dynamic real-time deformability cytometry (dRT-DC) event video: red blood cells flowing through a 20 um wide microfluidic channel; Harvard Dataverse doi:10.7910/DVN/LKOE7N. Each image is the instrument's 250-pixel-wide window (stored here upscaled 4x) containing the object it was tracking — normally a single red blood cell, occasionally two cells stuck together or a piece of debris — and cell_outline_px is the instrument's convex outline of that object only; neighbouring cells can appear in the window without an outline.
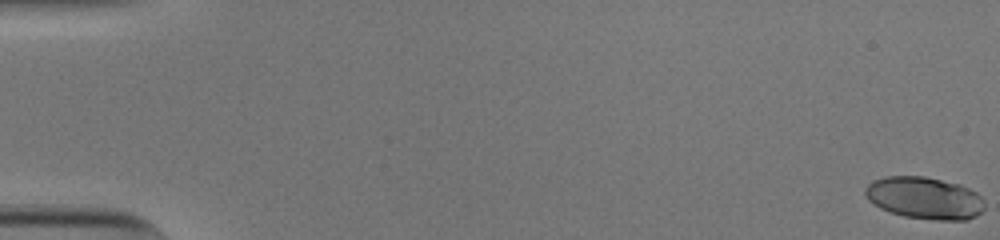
{"species": "human", "species_latin": "Homo sapiens", "temperature_condition": "cold", "stored_images_in_passage": 55, "camera_frame_rate_fps": 3000, "um_per_image_px": 0.085, "donor": {"sex": "male"}, "frame": {"image": 1, "passage_image": 1, "time_ms": 0.0, "image_size_px": [1000, 240], "cell_outline_px": [[984, 208], [976, 216], [968, 220], [936, 220], [904, 216], [888, 212], [880, 208], [868, 200], [864, 192], [864, 188], [872, 180], [884, 176], [924, 176], [960, 184], [976, 192], [984, 200]], "centroid_in_image_um": [78.56, 16.83], "position_along_channel_um": 6.4, "area_um2": 29.54}}
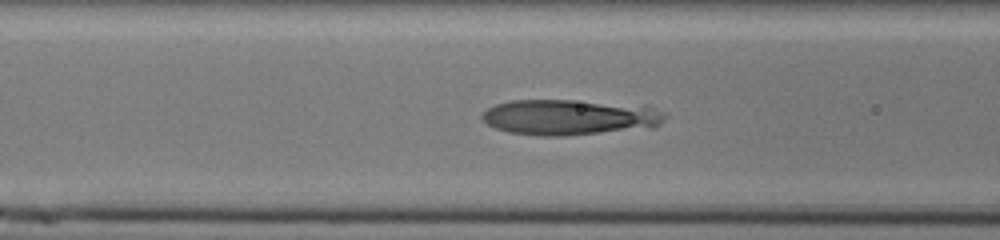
{"frame": {"image": 2, "passage_image": 24, "time_ms": 7.667, "image_size_px": [1000, 240], "cell_outline_px": [[668, 116], [656, 128], [564, 136], [536, 136], [508, 132], [496, 128], [488, 124], [480, 116], [488, 108], [496, 104], [512, 100], [572, 100], [648, 104], [668, 112]], "centroid_in_image_um": [48.58, 9.96], "position_along_channel_um": 118.0, "area_um2": 39.07}}
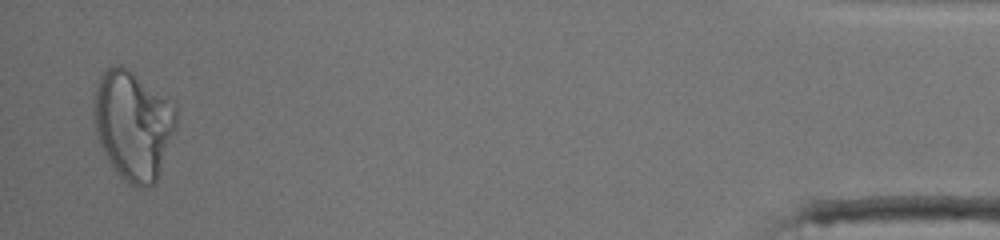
{"frame": {"image": 3, "passage_image": 54, "time_ms": 17.667, "image_size_px": [1000, 240], "cell_outline_px": [[176, 124], [156, 184], [140, 188], [136, 188], [120, 176], [116, 172], [108, 160], [96, 136], [92, 120], [92, 112], [96, 84], [104, 68], [120, 64], [128, 68], [176, 108]], "centroid_in_image_um": [11.25, 10.64], "position_along_channel_um": 424.0, "area_um2": 52.19}}